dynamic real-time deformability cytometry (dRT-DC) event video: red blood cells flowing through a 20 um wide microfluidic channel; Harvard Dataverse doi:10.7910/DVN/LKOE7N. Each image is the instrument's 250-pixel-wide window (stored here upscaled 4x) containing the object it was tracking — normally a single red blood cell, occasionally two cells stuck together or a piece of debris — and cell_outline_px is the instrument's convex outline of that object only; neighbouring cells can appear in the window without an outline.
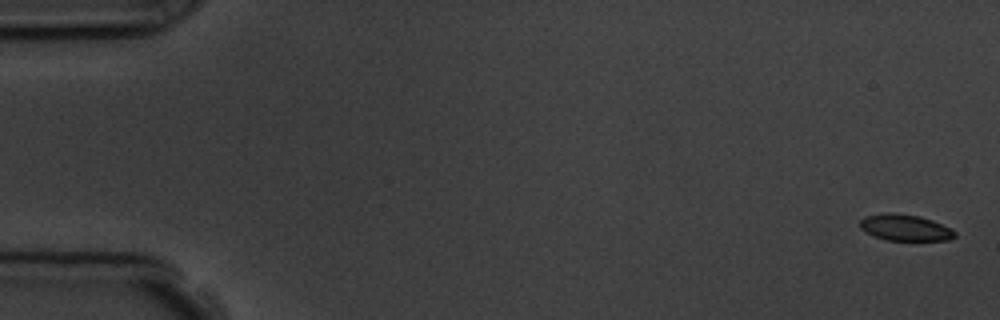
{"species": "common noctule bat (a hibernating species)", "species_latin": "Nyctalus noctula", "temperature_condition": "room temperature", "stored_images_in_passage": 9, "camera_frame_rate_fps": 3000, "um_per_image_px": 0.085, "animal": {"sex": "male", "body_mass_g": 19.5, "forearm_length_mm": 54.6}, "frame": {"image": 1, "passage_image": 1, "time_ms": 0.0, "image_size_px": [1000, 320], "cell_outline_px": [[956, 236], [948, 240], [888, 240], [872, 236], [864, 232], [860, 228], [860, 220], [864, 216], [888, 212], [892, 212], [920, 216], [932, 220], [956, 232]], "centroid_in_image_um": [76.87, 19.34], "position_along_channel_um": 8.1, "area_um2": 14.57}}
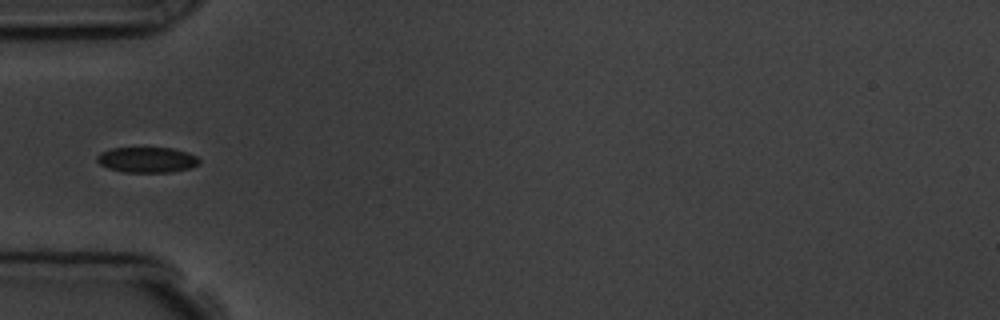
{"frame": {"image": 2, "passage_image": 6, "time_ms": 5.667, "image_size_px": [1000, 320], "cell_outline_px": [[200, 164], [192, 168], [172, 172], [124, 172], [108, 168], [100, 164], [96, 160], [96, 156], [100, 152], [112, 148], [172, 148], [188, 152], [196, 156], [200, 160]], "centroid_in_image_um": [12.52, 13.58], "position_along_channel_um": 72.5, "area_um2": 15.32}}